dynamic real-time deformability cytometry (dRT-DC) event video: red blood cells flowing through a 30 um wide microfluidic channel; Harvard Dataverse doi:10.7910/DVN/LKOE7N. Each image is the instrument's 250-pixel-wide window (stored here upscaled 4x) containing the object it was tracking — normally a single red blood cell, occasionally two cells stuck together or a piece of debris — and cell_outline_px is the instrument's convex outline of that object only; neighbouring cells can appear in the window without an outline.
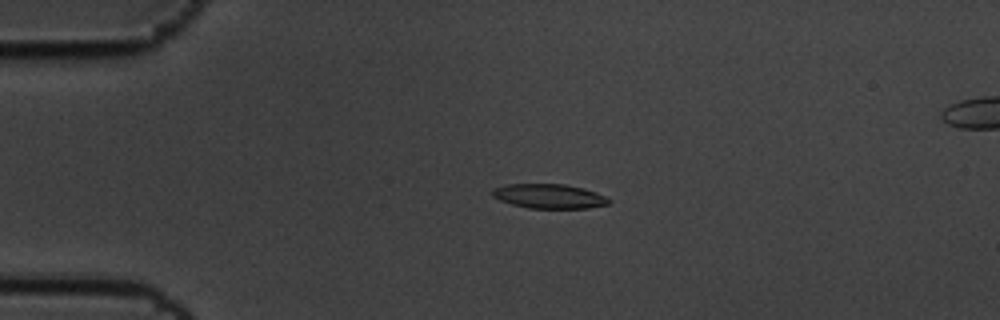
{"species": "common noctule bat (a hibernating species)", "species_latin": "Nyctalus noctula", "temperature_condition": "cold", "stored_images_in_passage": 6, "camera_frame_rate_fps": 3000, "um_per_image_px": 0.085, "animal": {"sex": "male", "body_mass_g": 19.5, "forearm_length_mm": 54.6}, "frame": {"image": 1, "passage_image": 4, "time_ms": 1.0, "image_size_px": [1000, 320], "cell_outline_px": [[612, 200], [608, 204], [588, 208], [528, 208], [512, 204], [500, 200], [492, 196], [492, 188], [508, 184], [564, 184], [584, 188], [596, 192]], "centroid_in_image_um": [46.68, 16.67], "position_along_channel_um": 38.3, "area_um2": 16.59}}